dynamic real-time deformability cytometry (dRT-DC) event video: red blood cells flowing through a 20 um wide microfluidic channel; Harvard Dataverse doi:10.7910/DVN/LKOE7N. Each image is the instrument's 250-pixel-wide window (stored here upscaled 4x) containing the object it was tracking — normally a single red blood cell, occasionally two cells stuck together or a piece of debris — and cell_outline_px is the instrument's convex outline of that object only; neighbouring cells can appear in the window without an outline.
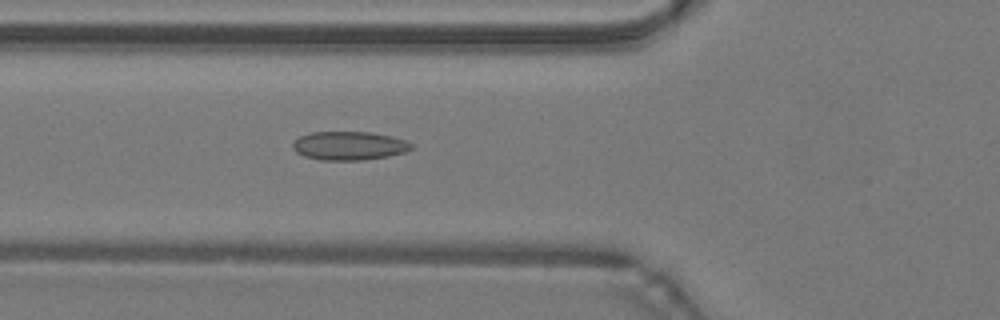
{"species": "common noctule bat (a hibernating species)", "species_latin": "Nyctalus noctula", "temperature_condition": "warm", "stored_images_in_passage": 48, "camera_frame_rate_fps": 3000, "um_per_image_px": 0.085, "animal": {"sex": "male", "body_mass_g": 19.2, "forearm_length_mm": 51.8}, "frame": {"image": 1, "passage_image": 18, "time_ms": 5.667, "image_size_px": [1000, 320], "cell_outline_px": [[412, 148], [404, 152], [388, 156], [364, 160], [320, 160], [304, 156], [296, 152], [292, 148], [292, 144], [300, 136], [312, 132], [372, 132], [392, 136], [404, 140], [412, 144]], "centroid_in_image_um": [29.66, 12.39], "position_along_channel_um": 96.1, "area_um2": 19.77}}
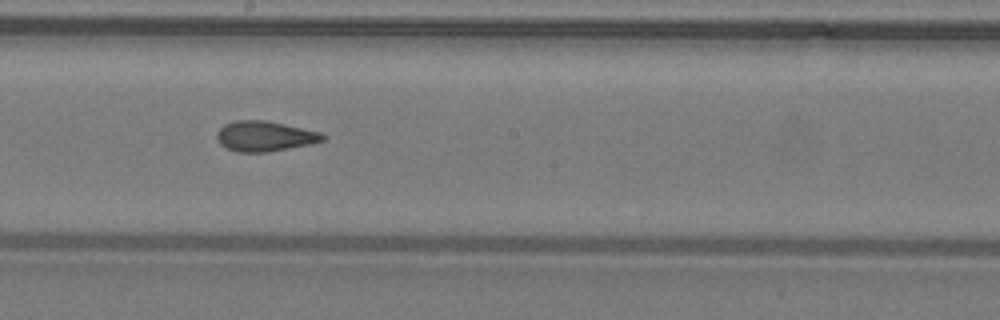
{"frame": {"image": 2, "passage_image": 27, "time_ms": 8.667, "image_size_px": [1000, 320], "cell_outline_px": [[328, 136], [324, 140], [308, 144], [268, 152], [236, 152], [220, 144], [216, 136], [216, 132], [224, 124], [236, 120], [264, 120], [284, 124], [320, 132]], "centroid_in_image_um": [22.48, 11.57], "position_along_channel_um": 225.7, "area_um2": 18.55}}
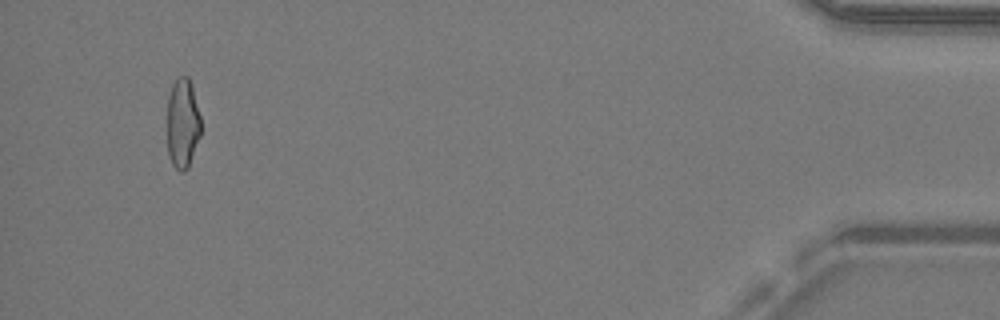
{"frame": {"image": 3, "passage_image": 46, "time_ms": 15.0, "image_size_px": [1000, 320], "cell_outline_px": [[200, 136], [188, 168], [184, 172], [180, 172], [172, 164], [168, 156], [168, 96], [172, 84], [180, 76], [188, 76], [192, 84], [200, 116]], "centroid_in_image_um": [15.53, 10.49], "position_along_channel_um": 419.7, "area_um2": 17.69}, "authors_computed_cell_mechanics": {"area_um2": 18.6405, "velocity_mm_per_s": 4.2933, "shape_relaxation_time_tau1_ms": null, "shape_relaxation_time_tau2_ms": 1.4333, "deformation_change_tau1": null, "deformation_change_tau2": 0.0816}}